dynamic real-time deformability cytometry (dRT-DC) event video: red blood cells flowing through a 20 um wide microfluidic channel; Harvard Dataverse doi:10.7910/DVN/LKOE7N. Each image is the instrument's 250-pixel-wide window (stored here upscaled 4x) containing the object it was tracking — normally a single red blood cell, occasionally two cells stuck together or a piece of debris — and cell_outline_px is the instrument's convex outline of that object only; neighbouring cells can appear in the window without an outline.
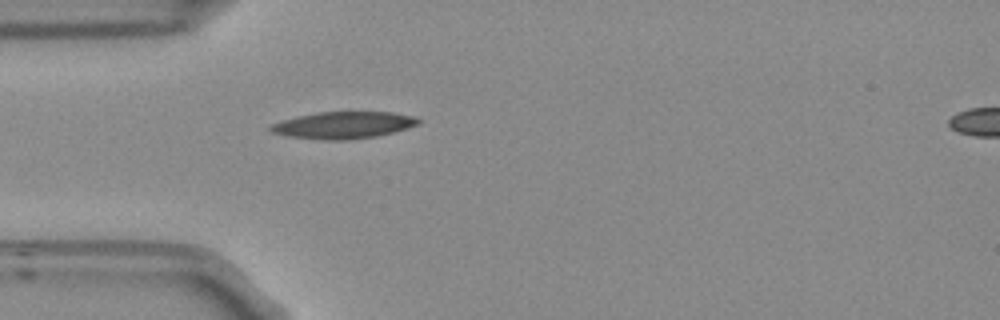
{"species": "Egyptian fruit bat (a non-hibernating species)", "species_latin": "Rousettus aegyptiacus", "temperature_condition": "room temperature", "stored_images_in_passage": 36, "camera_frame_rate_fps": 3000, "um_per_image_px": 0.085, "frame": {"image": 1, "passage_image": 1, "time_ms": 0.0, "image_size_px": [1000, 320], "cell_outline_px": [[420, 124], [408, 128], [376, 136], [352, 140], [324, 140], [288, 136], [272, 132], [268, 128], [272, 124], [296, 116], [316, 112], [392, 112], [412, 116], [420, 120]], "centroid_in_image_um": [29.19, 10.64], "position_along_channel_um": 55.8, "area_um2": 23.12}}
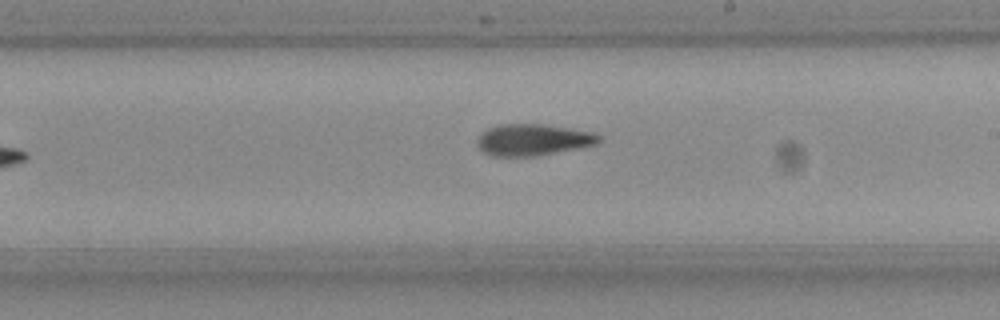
{"frame": {"image": 2, "passage_image": 16, "time_ms": 5.0, "image_size_px": [1000, 320], "cell_outline_px": [[600, 140], [596, 144], [532, 156], [496, 156], [484, 152], [476, 144], [476, 140], [488, 128], [500, 124], [544, 124], [592, 132], [600, 136]], "centroid_in_image_um": [45.27, 11.87], "position_along_channel_um": 243.7, "area_um2": 21.85}}
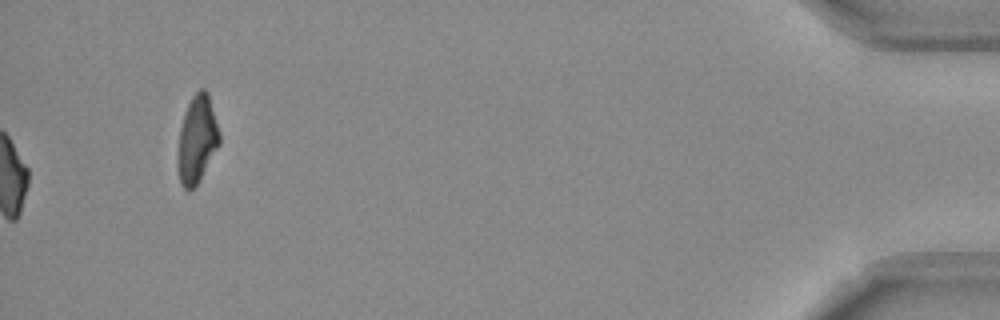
{"frame": {"image": 3, "passage_image": 36, "time_ms": 11.667, "image_size_px": [1000, 320], "cell_outline_px": [[220, 144], [200, 180], [192, 188], [184, 188], [180, 180], [176, 160], [176, 156], [180, 128], [184, 112], [192, 96], [200, 88], [204, 88], [208, 92], [220, 132]], "centroid_in_image_um": [16.75, 11.82], "position_along_channel_um": 418.5, "area_um2": 21.39}, "authors_computed_cell_mechanics": {"area_um2": 21.9351, "velocity_mm_per_s": 3.8203, "shape_relaxation_time_tau1_ms": null, "shape_relaxation_time_tau2_ms": 6.8655, "deformation_change_tau1": null, "deformation_change_tau2": 0.1538}}